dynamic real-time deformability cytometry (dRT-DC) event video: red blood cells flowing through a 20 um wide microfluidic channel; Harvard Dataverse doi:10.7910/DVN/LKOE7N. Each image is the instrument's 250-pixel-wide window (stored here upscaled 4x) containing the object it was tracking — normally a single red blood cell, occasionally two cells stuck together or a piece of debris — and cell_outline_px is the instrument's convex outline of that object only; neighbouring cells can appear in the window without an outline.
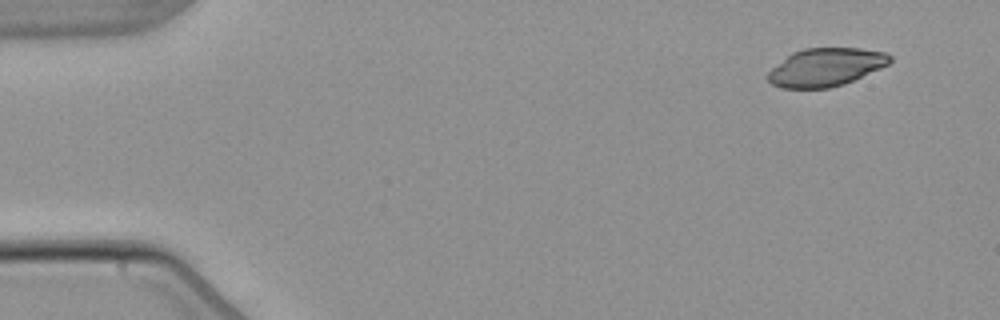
{"species": "common noctule bat (a hibernating species)", "species_latin": "Nyctalus noctula", "temperature_condition": "warm", "stored_images_in_passage": 3, "camera_frame_rate_fps": 3000, "um_per_image_px": 0.085, "animal": {"sex": "male", "body_mass_g": 21.5, "forearm_length_mm": 52.0}, "frame": {"image": 1, "passage_image": 1, "time_ms": 0.0, "image_size_px": [1000, 320], "cell_outline_px": [[892, 60], [888, 64], [880, 68], [844, 84], [828, 88], [780, 88], [772, 84], [768, 80], [768, 72], [772, 68], [792, 52], [804, 48], [860, 48], [884, 52], [892, 56]], "centroid_in_image_um": [70.18, 5.71], "position_along_channel_um": 14.8, "area_um2": 26.93}}
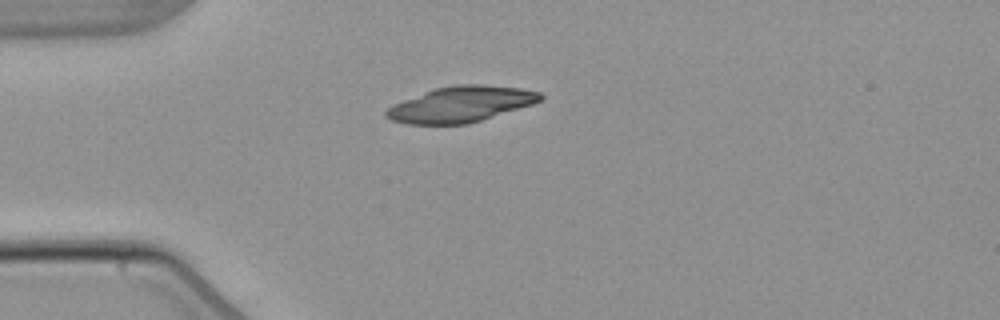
{"frame": {"image": 2, "passage_image": 3, "time_ms": 3.333, "image_size_px": [1000, 320], "cell_outline_px": [[544, 96], [540, 100], [532, 104], [468, 124], [408, 124], [392, 120], [384, 116], [384, 112], [392, 104], [424, 92], [436, 88], [452, 84], [484, 84], [520, 88], [540, 92]], "centroid_in_image_um": [39.15, 8.85], "position_along_channel_um": 45.9, "area_um2": 31.96}}